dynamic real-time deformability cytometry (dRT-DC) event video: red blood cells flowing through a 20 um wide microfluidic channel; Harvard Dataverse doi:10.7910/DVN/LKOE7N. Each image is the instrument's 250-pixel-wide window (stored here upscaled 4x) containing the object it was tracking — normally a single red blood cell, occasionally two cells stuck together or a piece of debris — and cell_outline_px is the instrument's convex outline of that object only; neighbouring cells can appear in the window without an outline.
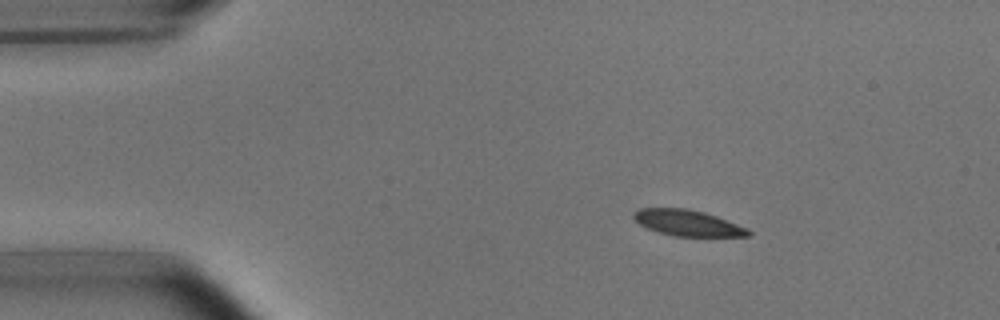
{"species": "common noctule bat (a hibernating species)", "species_latin": "Nyctalus noctula", "temperature_condition": "room temperature", "stored_images_in_passage": 51, "camera_frame_rate_fps": 3000, "um_per_image_px": 0.085, "animal": {"sex": "male", "body_mass_g": 15.6}, "frame": {"image": 1, "passage_image": 8, "time_ms": 2.333, "image_size_px": [1000, 320], "cell_outline_px": [[752, 236], [676, 236], [660, 232], [648, 228], [640, 224], [632, 216], [632, 212], [640, 208], [688, 208], [704, 212], [716, 216], [748, 228], [752, 232]], "centroid_in_image_um": [58.47, 18.94], "position_along_channel_um": 26.5, "area_um2": 17.28}}
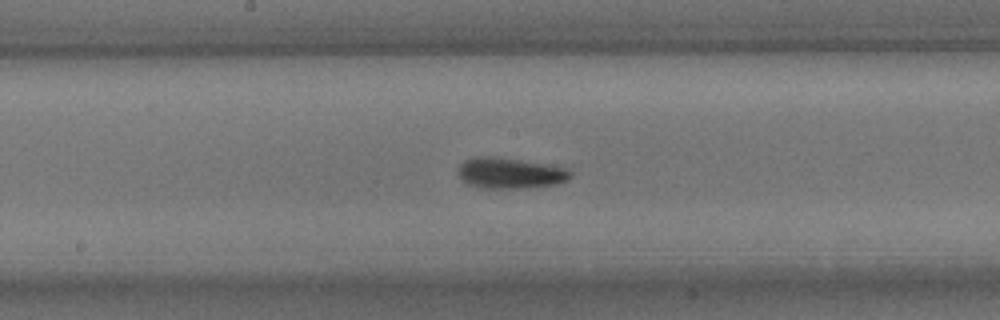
{"frame": {"image": 2, "passage_image": 27, "time_ms": 8.667, "image_size_px": [1000, 320], "cell_outline_px": [[572, 176], [568, 180], [556, 184], [524, 188], [480, 188], [468, 184], [460, 176], [460, 164], [464, 160], [476, 156], [484, 156], [520, 160], [568, 168], [572, 172]], "centroid_in_image_um": [43.39, 14.72], "position_along_channel_um": 204.8, "area_um2": 19.94}}
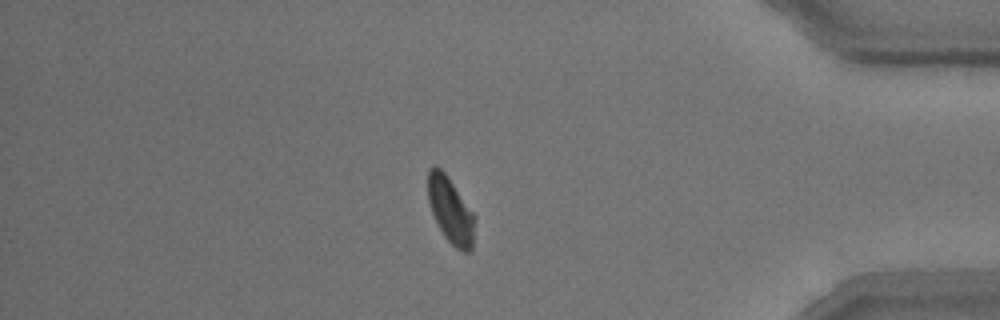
{"frame": {"image": 3, "passage_image": 45, "time_ms": 14.667, "image_size_px": [1000, 320], "cell_outline_px": [[476, 216], [472, 248], [468, 252], [460, 252], [444, 236], [432, 212], [428, 200], [428, 168], [440, 168], [444, 172]], "centroid_in_image_um": [38.32, 17.91], "position_along_channel_um": 396.9, "area_um2": 17.74}}